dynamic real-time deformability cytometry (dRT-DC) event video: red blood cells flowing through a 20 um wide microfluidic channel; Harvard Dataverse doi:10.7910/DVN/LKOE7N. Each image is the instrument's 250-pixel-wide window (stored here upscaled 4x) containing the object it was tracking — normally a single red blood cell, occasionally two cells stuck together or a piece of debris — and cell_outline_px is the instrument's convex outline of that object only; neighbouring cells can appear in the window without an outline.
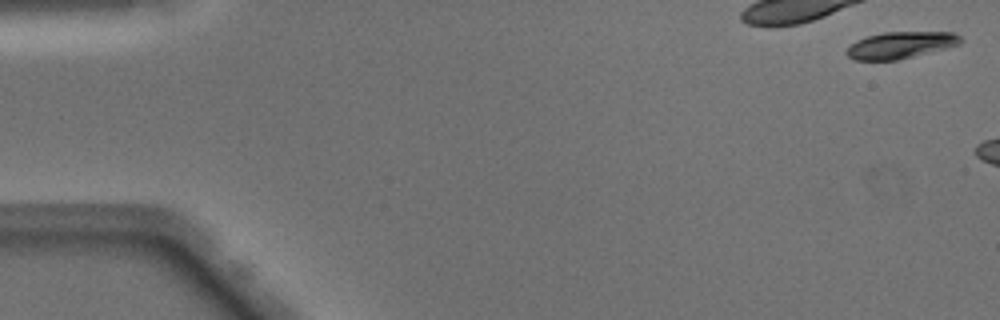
{"species": "Egyptian fruit bat (a non-hibernating species)", "species_latin": "Rousettus aegyptiacus", "temperature_condition": "warm", "stored_images_in_passage": 5, "camera_frame_rate_fps": 3000, "um_per_image_px": 0.085, "animal": {"sex": "male"}, "frame": {"image": 1, "passage_image": 1, "time_ms": 0.0, "image_size_px": [1000, 320], "cell_outline_px": [[964, 40], [960, 44], [896, 60], [856, 60], [848, 56], [844, 52], [856, 40], [868, 36], [884, 32], [952, 32], [960, 36]], "centroid_in_image_um": [76.54, 3.82], "position_along_channel_um": 8.5, "area_um2": 17.51}}